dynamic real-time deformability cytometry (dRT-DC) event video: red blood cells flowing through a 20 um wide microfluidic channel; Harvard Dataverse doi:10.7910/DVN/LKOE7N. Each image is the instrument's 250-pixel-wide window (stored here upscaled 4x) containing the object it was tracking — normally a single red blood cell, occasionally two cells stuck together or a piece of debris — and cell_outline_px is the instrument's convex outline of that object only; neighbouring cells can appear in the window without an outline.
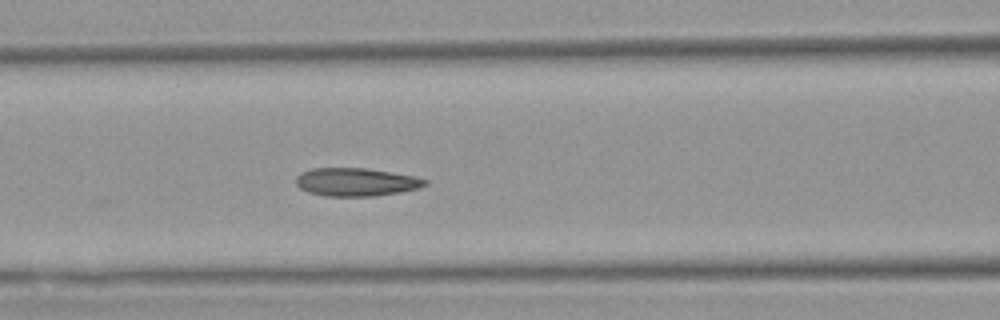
{"species": "Egyptian fruit bat (a non-hibernating species)", "species_latin": "Rousettus aegyptiacus", "temperature_condition": "warm", "stored_images_in_passage": 6, "camera_frame_rate_fps": 3000, "um_per_image_px": 0.085, "animal": {"sex": "female"}, "frame": {"image": 1, "passage_image": 6, "time_ms": 6.0, "image_size_px": [1000, 320], "cell_outline_px": [[428, 184], [416, 188], [400, 192], [372, 196], [324, 196], [308, 192], [300, 188], [296, 184], [296, 176], [300, 172], [312, 168], [364, 168], [416, 176], [428, 180]], "centroid_in_image_um": [30.24, 15.47], "position_along_channel_um": 136.4, "area_um2": 21.15}}